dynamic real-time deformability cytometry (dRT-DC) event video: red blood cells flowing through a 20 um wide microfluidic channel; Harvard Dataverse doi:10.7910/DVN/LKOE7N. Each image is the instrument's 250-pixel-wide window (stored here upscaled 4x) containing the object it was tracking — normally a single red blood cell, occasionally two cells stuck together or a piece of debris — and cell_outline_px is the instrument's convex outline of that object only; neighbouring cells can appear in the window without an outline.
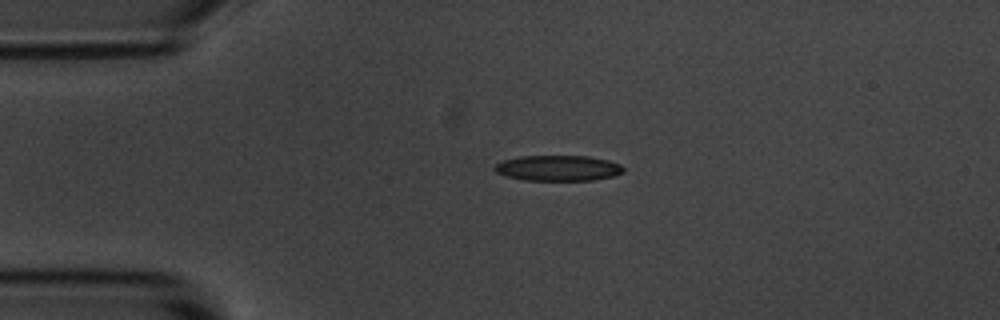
{"species": "common noctule bat (a hibernating species)", "species_latin": "Nyctalus noctula", "temperature_condition": "room temperature", "stored_images_in_passage": 44, "camera_frame_rate_fps": 3000, "um_per_image_px": 0.085, "animal": {"sex": "male", "body_mass_g": 20.1, "forearm_length_mm": 53.5}, "frame": {"image": 1, "passage_image": 1, "time_ms": 0.0, "image_size_px": [1000, 320], "cell_outline_px": [[624, 172], [616, 176], [592, 180], [524, 180], [504, 176], [496, 172], [492, 168], [496, 164], [504, 160], [520, 156], [588, 156], [608, 160], [620, 164], [624, 168]], "centroid_in_image_um": [47.44, 14.29], "position_along_channel_um": 37.6, "area_um2": 19.31}}
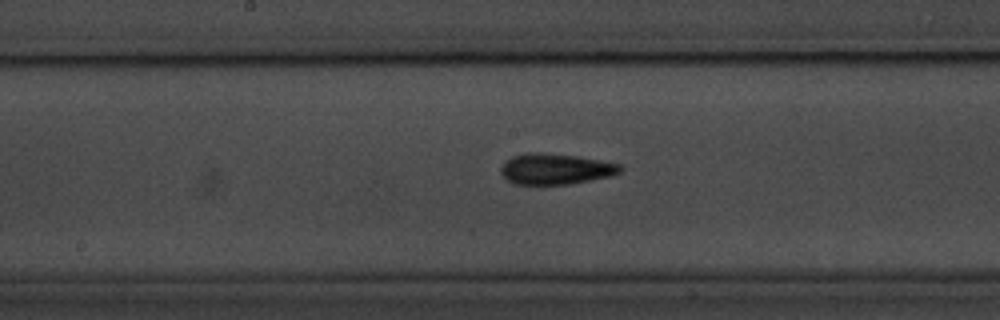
{"frame": {"image": 2, "passage_image": 17, "time_ms": 5.333, "image_size_px": [1000, 320], "cell_outline_px": [[624, 168], [620, 172], [612, 176], [568, 184], [512, 184], [500, 172], [500, 168], [512, 156], [524, 152], [540, 152], [576, 156], [600, 160], [620, 164]], "centroid_in_image_um": [47.23, 14.35], "position_along_channel_um": 201.0, "area_um2": 21.44}}
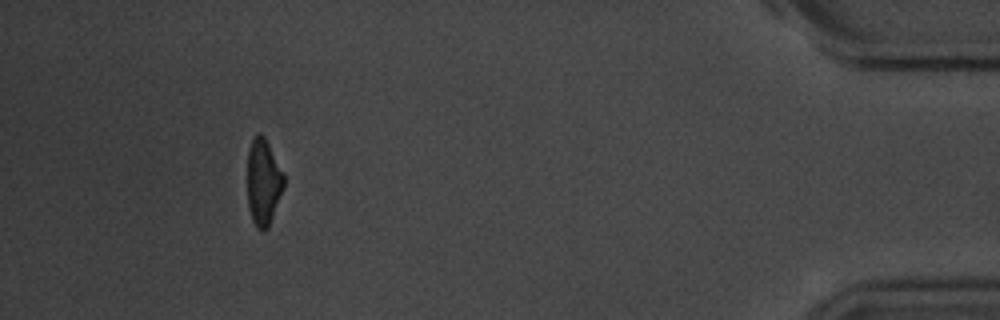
{"frame": {"image": 3, "passage_image": 40, "time_ms": 13.0, "image_size_px": [1000, 320], "cell_outline_px": [[284, 188], [268, 228], [256, 228], [252, 220], [248, 204], [248, 148], [256, 132], [260, 132], [264, 136], [284, 176]], "centroid_in_image_um": [22.37, 15.46], "position_along_channel_um": 412.8, "area_um2": 18.09}, "authors_computed_cell_mechanics": {"area_um2": 20.1144, "velocity_mm_per_s": 3.5913, "shape_relaxation_time_tau1_ms": 4.2075, "shape_relaxation_time_tau2_ms": 5.2995, "deformation_change_tau1": 0.1499, "deformation_change_tau2": 0.1474}}